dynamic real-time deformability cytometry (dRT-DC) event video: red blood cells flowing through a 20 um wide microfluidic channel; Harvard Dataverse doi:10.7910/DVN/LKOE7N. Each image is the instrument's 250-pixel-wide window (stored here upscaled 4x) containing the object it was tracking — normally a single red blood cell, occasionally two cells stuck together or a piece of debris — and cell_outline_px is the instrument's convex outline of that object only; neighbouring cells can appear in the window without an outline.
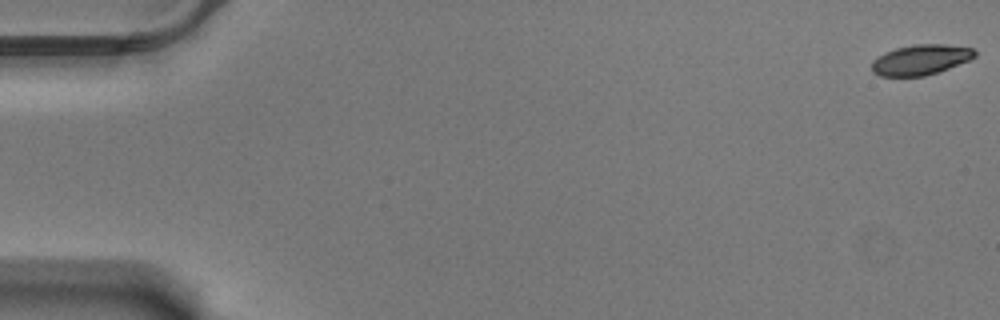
{"species": "Egyptian fruit bat (a non-hibernating species)", "species_latin": "Rousettus aegyptiacus", "temperature_condition": "warm", "stored_images_in_passage": 59, "camera_frame_rate_fps": 3000, "um_per_image_px": 0.085, "animal": {"sex": "male"}, "frame": {"image": 1, "passage_image": 1, "time_ms": 0.0, "image_size_px": [1000, 320], "cell_outline_px": [[976, 56], [968, 60], [948, 68], [924, 76], [880, 76], [872, 72], [872, 60], [884, 52], [896, 48], [916, 44], [944, 44], [972, 48], [976, 52]], "centroid_in_image_um": [78.22, 5.07], "position_along_channel_um": 6.8, "area_um2": 18.03}}
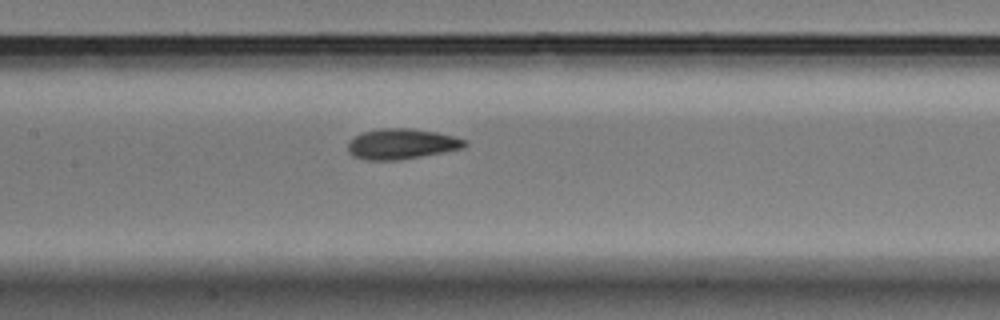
{"frame": {"image": 2, "passage_image": 29, "time_ms": 9.333, "image_size_px": [1000, 320], "cell_outline_px": [[468, 144], [464, 148], [444, 152], [400, 160], [368, 160], [352, 156], [348, 152], [348, 140], [364, 132], [380, 128], [412, 128], [436, 132], [456, 136], [468, 140]], "centroid_in_image_um": [34.17, 12.23], "position_along_channel_um": 173.2, "area_um2": 20.98}}
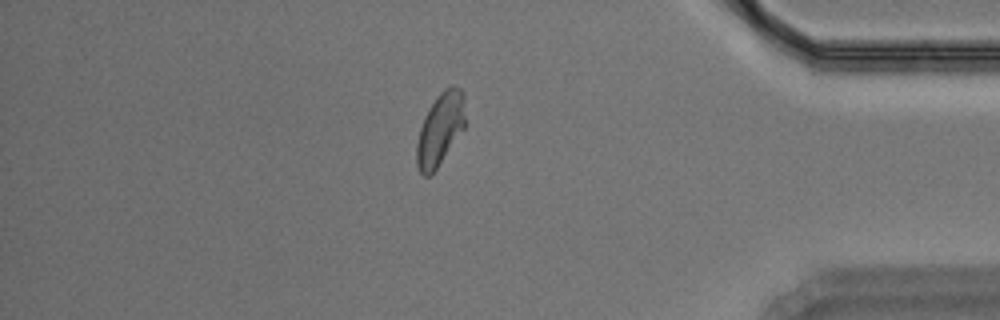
{"frame": {"image": 3, "passage_image": 51, "time_ms": 16.667, "image_size_px": [1000, 320], "cell_outline_px": [[464, 128], [436, 168], [428, 176], [424, 176], [420, 172], [416, 164], [416, 144], [420, 128], [424, 116], [436, 96], [444, 88], [452, 84], [456, 84], [464, 92]], "centroid_in_image_um": [37.4, 10.92], "position_along_channel_um": 397.8, "area_um2": 20.4}, "authors_computed_cell_mechanics": {"area_um2": 20.1722, "velocity_mm_per_s": 3.4725, "shape_relaxation_time_tau1_ms": 3.0406, "shape_relaxation_time_tau2_ms": 2.1885, "deformation_change_tau1": 0.1153, "deformation_change_tau2": 0.071}}